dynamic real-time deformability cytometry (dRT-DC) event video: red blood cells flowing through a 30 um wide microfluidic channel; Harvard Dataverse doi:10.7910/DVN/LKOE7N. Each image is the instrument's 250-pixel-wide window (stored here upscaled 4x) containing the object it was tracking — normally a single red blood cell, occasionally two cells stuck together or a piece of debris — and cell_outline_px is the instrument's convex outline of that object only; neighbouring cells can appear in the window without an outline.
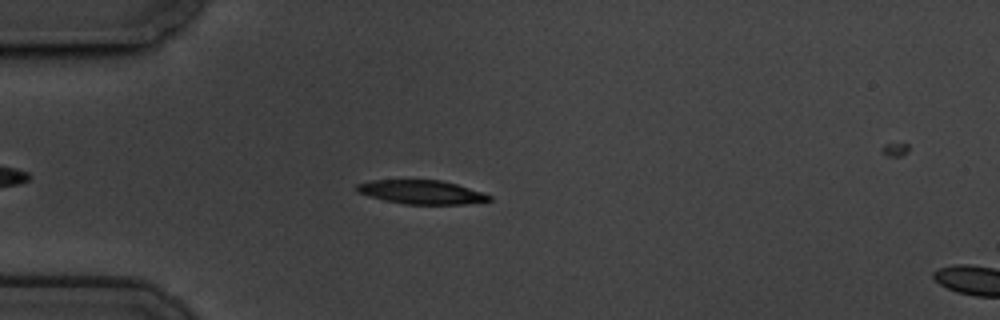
{"species": "common noctule bat (a hibernating species)", "species_latin": "Nyctalus noctula", "temperature_condition": "cold", "stored_images_in_passage": 47, "camera_frame_rate_fps": 3000, "um_per_image_px": 0.085, "animal": {"sex": "male", "body_mass_g": 19.5, "forearm_length_mm": 54.6}, "frame": {"image": 1, "passage_image": 3, "time_ms": 0.667, "image_size_px": [1000, 320], "cell_outline_px": [[492, 200], [464, 204], [404, 204], [384, 200], [356, 192], [356, 184], [368, 180], [440, 180], [456, 184], [492, 196]], "centroid_in_image_um": [35.77, 16.33], "position_along_channel_um": 49.2, "area_um2": 18.26}}
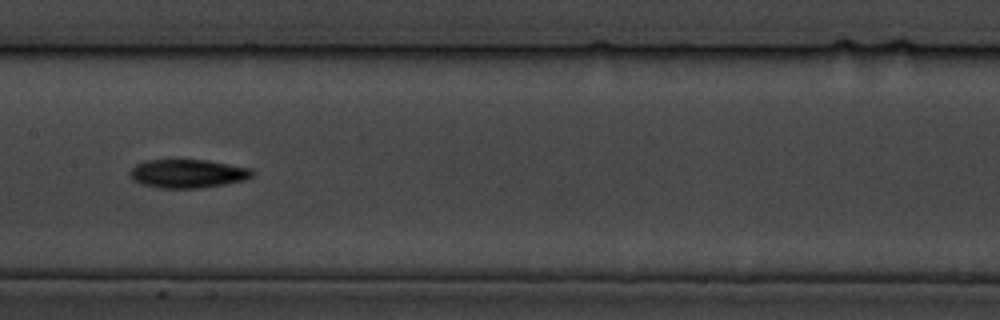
{"frame": {"image": 2, "passage_image": 17, "time_ms": 5.333, "image_size_px": [1000, 320], "cell_outline_px": [[252, 176], [244, 180], [224, 184], [200, 188], [160, 188], [140, 184], [132, 180], [128, 172], [136, 164], [144, 160], [204, 160], [252, 168]], "centroid_in_image_um": [15.9, 14.76], "position_along_channel_um": 191.5, "area_um2": 20.35}}
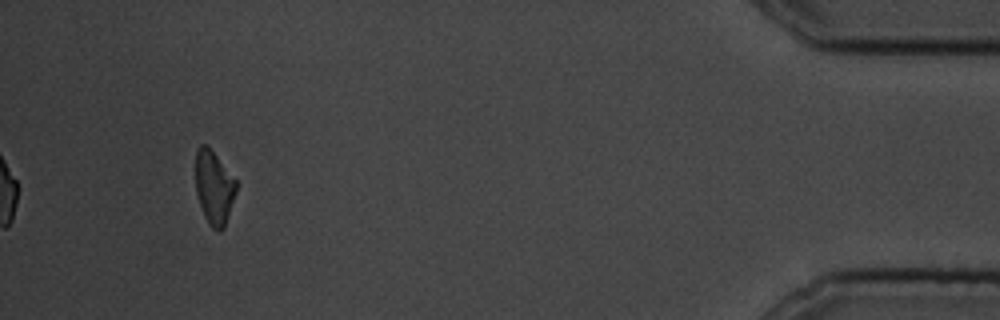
{"frame": {"image": 3, "passage_image": 43, "time_ms": 14.0, "image_size_px": [1000, 320], "cell_outline_px": [[236, 192], [224, 228], [216, 232], [208, 224], [204, 216], [196, 192], [196, 148], [200, 144], [208, 144], [236, 180]], "centroid_in_image_um": [18.18, 15.91], "position_along_channel_um": 417.0, "area_um2": 17.51}}